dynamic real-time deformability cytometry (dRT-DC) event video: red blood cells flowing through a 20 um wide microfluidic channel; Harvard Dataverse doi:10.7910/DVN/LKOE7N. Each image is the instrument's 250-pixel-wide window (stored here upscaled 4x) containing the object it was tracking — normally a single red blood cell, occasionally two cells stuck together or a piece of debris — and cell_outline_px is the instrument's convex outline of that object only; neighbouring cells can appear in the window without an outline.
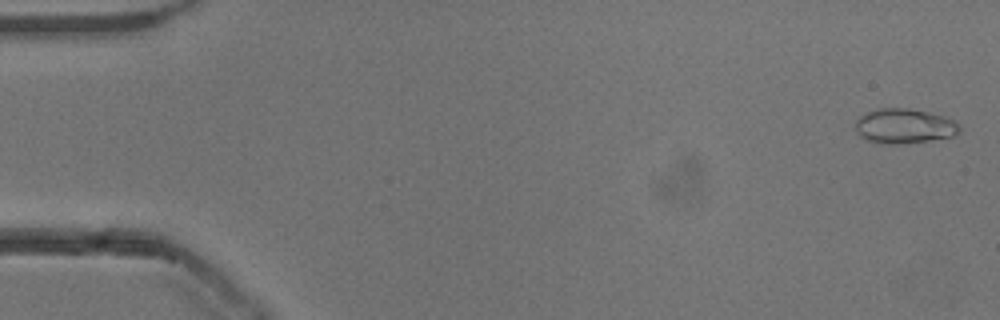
{"species": "common noctule bat (a hibernating species)", "species_latin": "Nyctalus noctula", "temperature_condition": "cold", "stored_images_in_passage": 55, "segment_of_instrument_passage": [1, 2], "camera_frame_rate_fps": 3000, "um_per_image_px": 0.085, "animal": {"sex": "male", "body_mass_g": 13.3}, "frame": {"image": 1, "passage_image": 2, "time_ms": 0.333, "image_size_px": [1000, 320], "cell_outline_px": [[960, 132], [952, 136], [928, 140], [892, 144], [880, 144], [868, 140], [860, 136], [856, 132], [856, 120], [860, 116], [868, 112], [880, 108], [908, 108], [928, 112], [944, 116], [956, 120], [960, 124]], "centroid_in_image_um": [76.88, 10.71], "position_along_channel_um": 8.1, "area_um2": 21.04}}
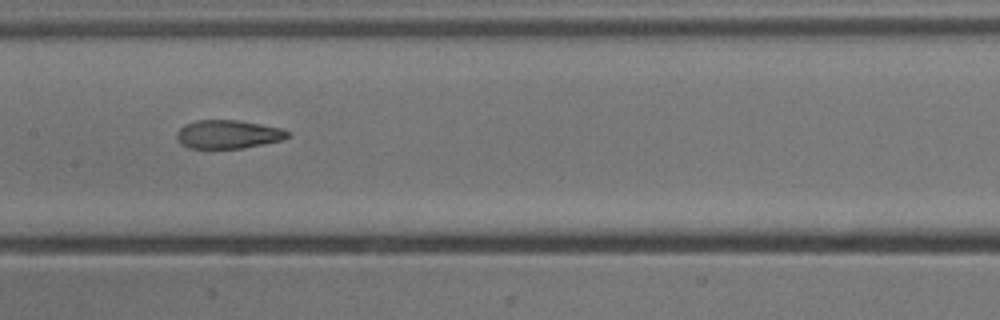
{"frame": {"image": 2, "passage_image": 27, "time_ms": 8.667, "image_size_px": [1000, 320], "cell_outline_px": [[292, 136], [280, 140], [244, 148], [188, 148], [180, 144], [176, 136], [176, 132], [184, 124], [196, 120], [240, 120], [280, 128], [288, 132]], "centroid_in_image_um": [19.35, 11.41], "position_along_channel_um": 188.1, "area_um2": 18.44}}
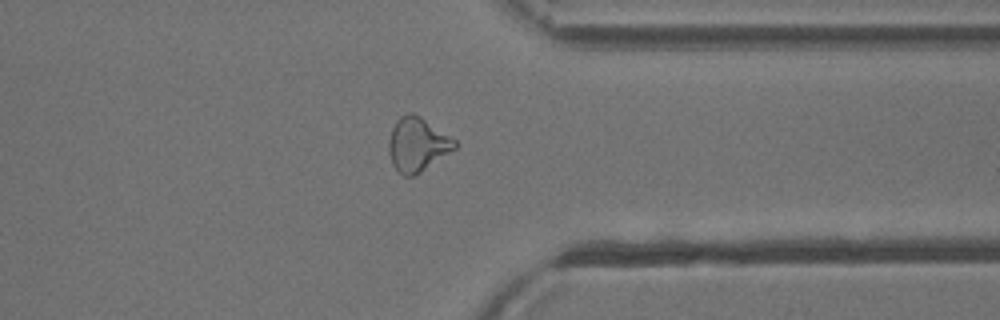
{"frame": {"image": 3, "passage_image": 42, "time_ms": 13.667, "image_size_px": [1000, 320], "cell_outline_px": [[456, 148], [420, 172], [412, 176], [404, 176], [392, 164], [388, 152], [388, 140], [392, 128], [396, 120], [400, 116], [408, 112], [412, 112], [420, 116], [456, 140]], "centroid_in_image_um": [35.45, 12.26], "position_along_channel_um": 376.0, "area_um2": 20.58}}